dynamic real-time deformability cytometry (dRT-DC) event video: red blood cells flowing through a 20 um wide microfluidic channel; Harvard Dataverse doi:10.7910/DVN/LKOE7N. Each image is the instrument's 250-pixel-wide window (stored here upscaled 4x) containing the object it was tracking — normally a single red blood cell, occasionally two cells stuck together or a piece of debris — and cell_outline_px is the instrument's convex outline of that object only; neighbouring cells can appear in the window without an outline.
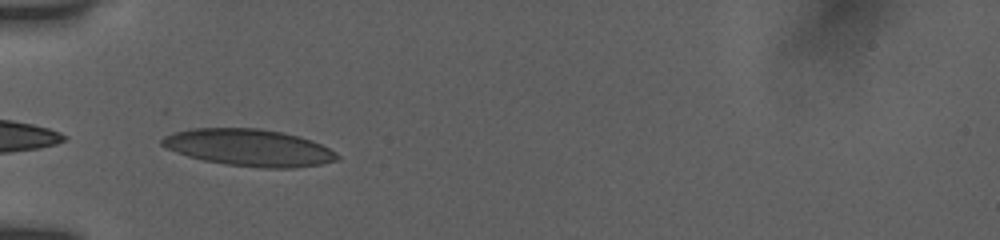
{"species": "human", "species_latin": "Homo sapiens", "temperature_condition": "room temperature", "stored_images_in_passage": 20, "camera_frame_rate_fps": 3000, "um_per_image_px": 0.085, "donor": {"sex": "female"}, "frame": {"image": 1, "passage_image": 1, "time_ms": 0.0, "image_size_px": [1000, 240], "cell_outline_px": [[340, 160], [320, 164], [296, 168], [260, 168], [224, 164], [204, 160], [188, 156], [176, 152], [160, 144], [160, 140], [164, 136], [176, 132], [192, 128], [260, 128], [280, 132], [312, 140], [328, 148], [340, 156]], "centroid_in_image_um": [21.17, 12.55], "position_along_channel_um": 63.8, "area_um2": 37.63}}
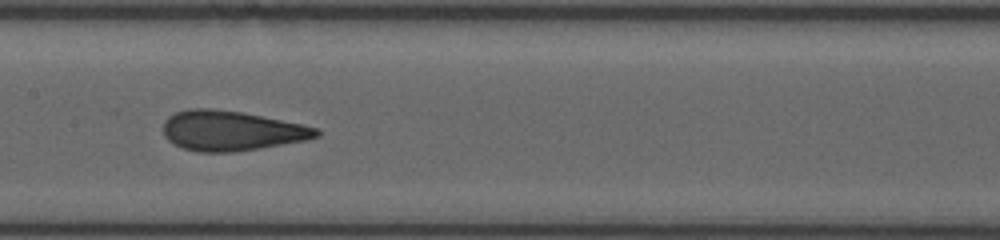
{"frame": {"image": 2, "passage_image": 11, "time_ms": 3.333, "image_size_px": [1000, 240], "cell_outline_px": [[320, 136], [308, 140], [236, 152], [196, 152], [184, 148], [168, 140], [164, 136], [164, 120], [168, 116], [176, 112], [188, 108], [212, 108], [240, 112], [320, 128]], "centroid_in_image_um": [19.66, 11.12], "position_along_channel_um": 187.7, "area_um2": 35.6}}
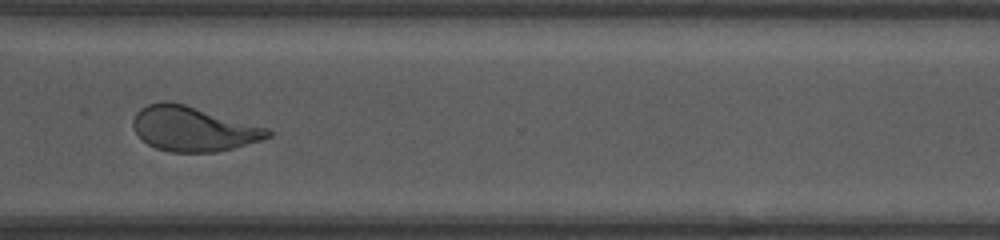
{"frame": {"image": 3, "passage_image": 16, "time_ms": 7.667, "image_size_px": [1000, 240], "cell_outline_px": [[272, 136], [260, 140], [232, 148], [216, 152], [168, 152], [156, 148], [148, 144], [136, 132], [132, 124], [132, 120], [136, 112], [140, 108], [148, 104], [164, 100], [168, 100], [184, 104], [268, 128], [272, 132]], "centroid_in_image_um": [16.39, 10.94], "position_along_channel_um": 354.2, "area_um2": 34.97}, "authors_computed_cell_mechanics": {"area_um2": 36.0961, "velocity_mm_per_s": 3.8661, "shape_relaxation_time_tau1_ms": 6.6916, "shape_relaxation_time_tau2_ms": 1.1886, "deformation_change_tau1": 0.2027, "deformation_change_tau2": 0.079}}